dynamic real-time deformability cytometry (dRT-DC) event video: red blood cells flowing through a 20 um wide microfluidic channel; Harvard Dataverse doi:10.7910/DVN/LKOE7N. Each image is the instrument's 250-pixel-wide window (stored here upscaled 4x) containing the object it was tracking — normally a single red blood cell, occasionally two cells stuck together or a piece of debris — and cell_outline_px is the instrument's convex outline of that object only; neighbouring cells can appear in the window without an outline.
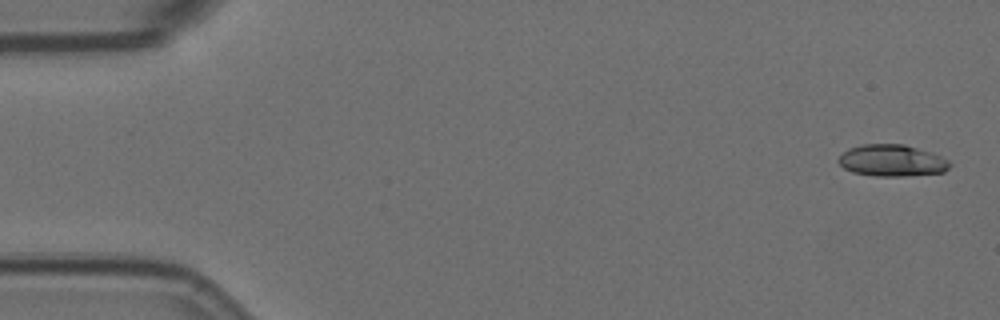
{"species": "Egyptian fruit bat (a non-hibernating species)", "species_latin": "Rousettus aegyptiacus", "temperature_condition": "room temperature", "stored_images_in_passage": 5, "camera_frame_rate_fps": 3000, "um_per_image_px": 0.085, "animal": {"sex": "female"}, "frame": {"image": 1, "passage_image": 1, "time_ms": 0.0, "image_size_px": [1000, 320], "cell_outline_px": [[952, 164], [944, 172], [904, 176], [876, 176], [852, 172], [844, 168], [836, 160], [848, 148], [860, 144], [904, 144], [940, 156], [948, 160]], "centroid_in_image_um": [75.78, 13.65], "position_along_channel_um": 9.2, "area_um2": 20.46}}
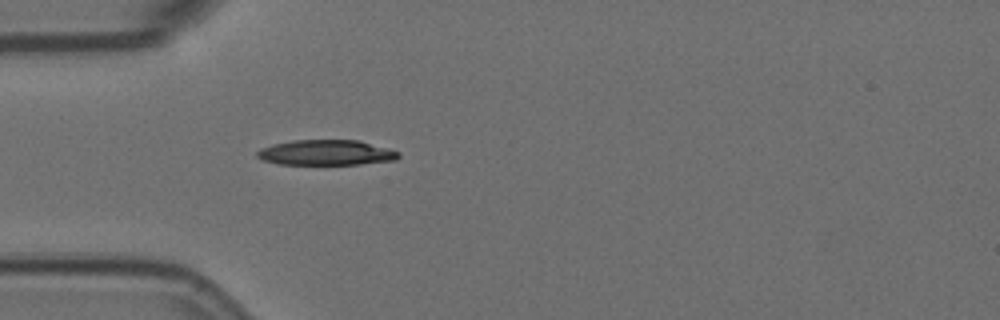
{"frame": {"image": 2, "passage_image": 5, "time_ms": 1.333, "image_size_px": [1000, 320], "cell_outline_px": [[400, 156], [396, 160], [360, 164], [280, 164], [260, 160], [256, 156], [256, 152], [260, 148], [272, 144], [292, 140], [360, 140], [388, 148], [400, 152]], "centroid_in_image_um": [27.71, 12.97], "position_along_channel_um": 57.3, "area_um2": 21.04}}